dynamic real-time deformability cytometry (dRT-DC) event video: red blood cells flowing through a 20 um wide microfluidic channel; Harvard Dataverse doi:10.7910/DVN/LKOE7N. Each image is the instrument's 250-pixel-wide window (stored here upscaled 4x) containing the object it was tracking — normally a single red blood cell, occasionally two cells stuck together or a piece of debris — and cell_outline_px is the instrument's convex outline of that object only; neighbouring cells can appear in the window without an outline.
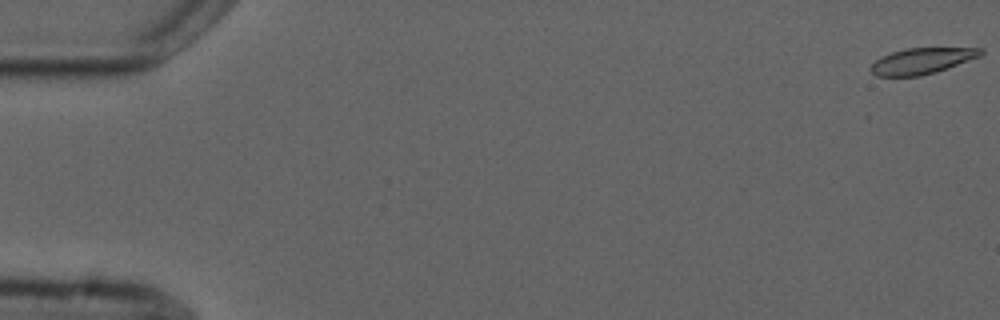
{"species": "common noctule bat (a hibernating species)", "species_latin": "Nyctalus noctula", "temperature_condition": "cold", "stored_images_in_passage": 6, "camera_frame_rate_fps": 3000, "um_per_image_px": 0.085, "animal": {"sex": "male", "forearm_length_mm": 52.5}, "frame": {"image": 1, "passage_image": 1, "time_ms": 0.0, "image_size_px": [1000, 320], "cell_outline_px": [[984, 52], [980, 56], [948, 68], [936, 72], [920, 76], [876, 76], [868, 68], [880, 56], [904, 48], [984, 48]], "centroid_in_image_um": [78.34, 5.18], "position_along_channel_um": 6.7, "area_um2": 16.7}}
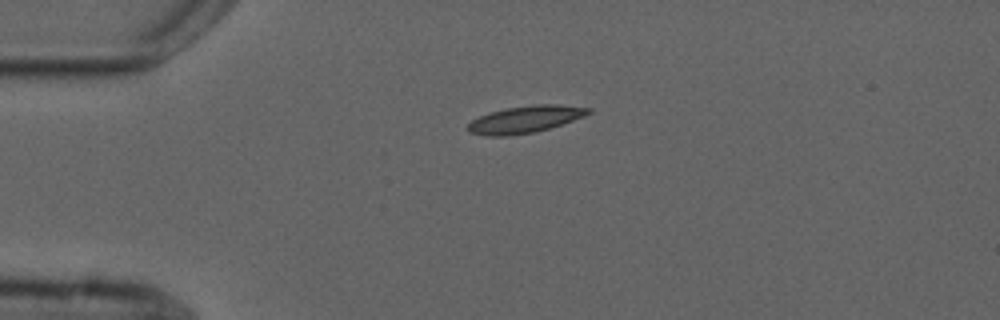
{"frame": {"image": 2, "passage_image": 4, "time_ms": 4.333, "image_size_px": [1000, 320], "cell_outline_px": [[592, 112], [584, 116], [536, 132], [508, 136], [484, 136], [468, 132], [464, 128], [472, 120], [488, 112], [508, 108], [536, 104], [560, 104], [592, 108]], "centroid_in_image_um": [44.6, 10.15], "position_along_channel_um": 40.4, "area_um2": 19.07}}
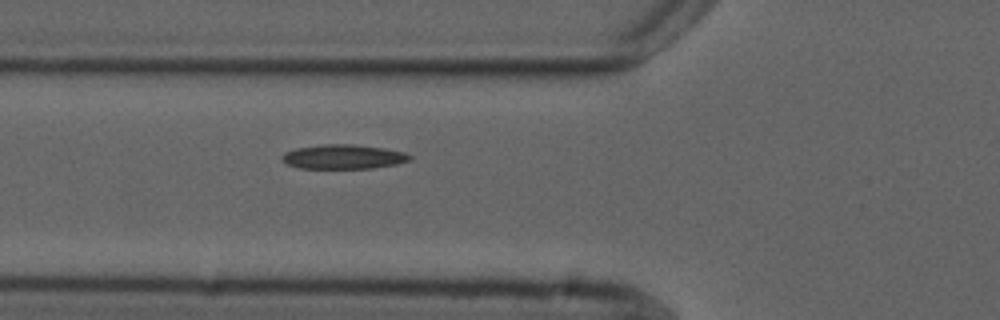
{"frame": {"image": 3, "passage_image": 6, "time_ms": 6.667, "image_size_px": [1000, 320], "cell_outline_px": [[412, 160], [396, 164], [372, 168], [300, 168], [288, 164], [280, 160], [280, 156], [284, 152], [296, 148], [324, 144], [356, 144], [384, 148], [404, 152], [412, 156]], "centroid_in_image_um": [29.18, 13.32], "position_along_channel_um": 96.6, "area_um2": 18.26}}